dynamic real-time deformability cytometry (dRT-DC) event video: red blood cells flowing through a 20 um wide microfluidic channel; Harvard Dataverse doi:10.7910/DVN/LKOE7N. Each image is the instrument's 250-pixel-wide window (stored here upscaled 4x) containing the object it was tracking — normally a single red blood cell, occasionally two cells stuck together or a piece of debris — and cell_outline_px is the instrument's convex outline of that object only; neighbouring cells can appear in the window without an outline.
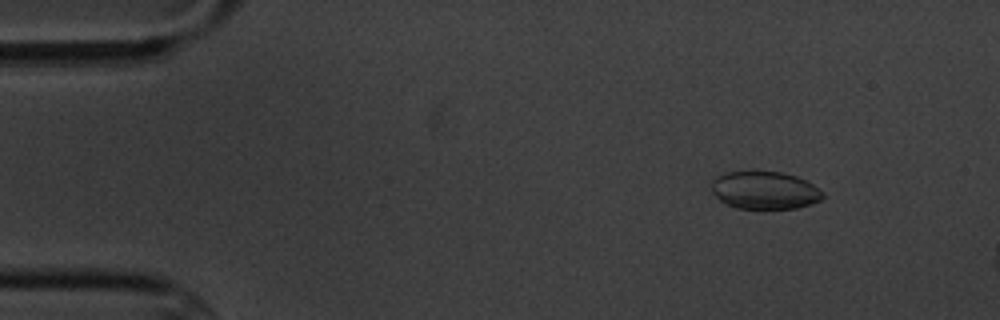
{"species": "common noctule bat (a hibernating species)", "species_latin": "Nyctalus noctula", "temperature_condition": "cold", "stored_images_in_passage": 4, "camera_frame_rate_fps": 3000, "um_per_image_px": 0.085, "animal": {"sex": "male", "body_mass_g": 20.1, "forearm_length_mm": 53.5}, "frame": {"image": 1, "passage_image": 2, "time_ms": 1.0, "image_size_px": [1000, 320], "cell_outline_px": [[824, 196], [820, 200], [812, 204], [796, 208], [736, 208], [724, 204], [712, 192], [712, 180], [716, 176], [728, 172], [780, 172], [796, 176], [812, 184], [824, 192]], "centroid_in_image_um": [64.99, 16.18], "position_along_channel_um": 20.0, "area_um2": 24.33}}